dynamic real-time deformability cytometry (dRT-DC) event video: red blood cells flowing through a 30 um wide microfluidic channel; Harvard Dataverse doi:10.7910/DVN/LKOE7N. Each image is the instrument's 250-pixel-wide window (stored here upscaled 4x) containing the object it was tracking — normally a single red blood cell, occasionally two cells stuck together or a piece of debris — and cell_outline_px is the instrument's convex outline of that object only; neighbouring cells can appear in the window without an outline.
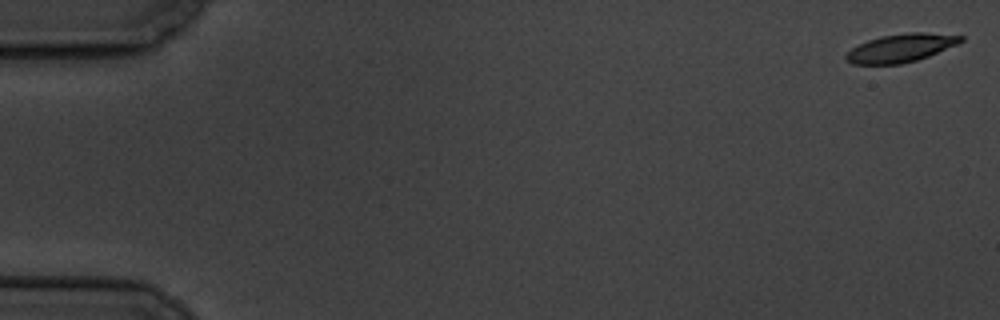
{"species": "common noctule bat (a hibernating species)", "species_latin": "Nyctalus noctula", "temperature_condition": "cold", "stored_images_in_passage": 7, "camera_frame_rate_fps": 3000, "um_per_image_px": 0.085, "animal": {"sex": "male", "body_mass_g": 19.5, "forearm_length_mm": 54.6}, "frame": {"image": 1, "passage_image": 1, "time_ms": 0.0, "image_size_px": [1000, 320], "cell_outline_px": [[964, 40], [956, 44], [928, 56], [916, 60], [900, 64], [852, 64], [844, 60], [844, 56], [852, 48], [868, 40], [880, 36], [908, 32], [924, 32], [964, 36]], "centroid_in_image_um": [76.54, 4.08], "position_along_channel_um": 8.5, "area_um2": 18.73}}
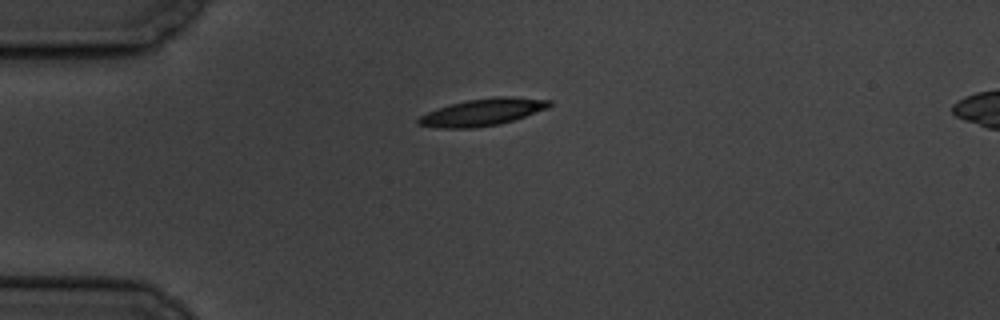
{"frame": {"image": 2, "passage_image": 5, "time_ms": 4.667, "image_size_px": [1000, 320], "cell_outline_px": [[552, 104], [548, 108], [500, 124], [472, 128], [440, 128], [416, 124], [416, 120], [420, 116], [436, 108], [468, 100], [496, 96], [512, 96], [552, 100]], "centroid_in_image_um": [41.01, 9.53], "position_along_channel_um": 44.0, "area_um2": 20.58}}
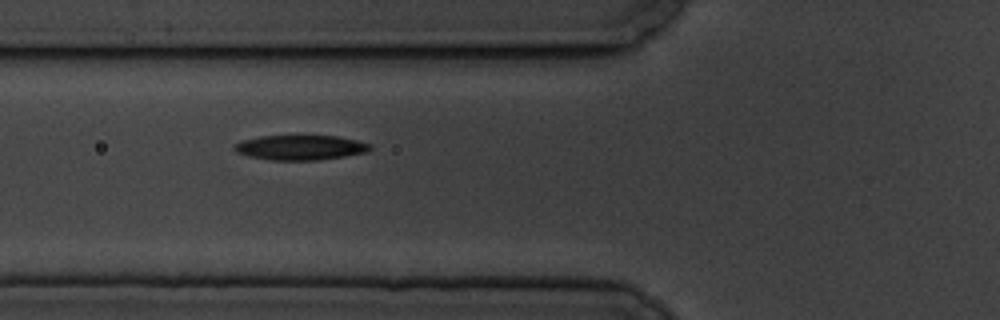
{"frame": {"image": 3, "passage_image": 7, "time_ms": 7.0, "image_size_px": [1000, 320], "cell_outline_px": [[372, 148], [368, 152], [320, 160], [272, 160], [248, 156], [236, 152], [232, 148], [240, 140], [260, 136], [336, 136], [356, 140], [372, 144]], "centroid_in_image_um": [25.53, 12.54], "position_along_channel_um": 100.3, "area_um2": 19.71}}